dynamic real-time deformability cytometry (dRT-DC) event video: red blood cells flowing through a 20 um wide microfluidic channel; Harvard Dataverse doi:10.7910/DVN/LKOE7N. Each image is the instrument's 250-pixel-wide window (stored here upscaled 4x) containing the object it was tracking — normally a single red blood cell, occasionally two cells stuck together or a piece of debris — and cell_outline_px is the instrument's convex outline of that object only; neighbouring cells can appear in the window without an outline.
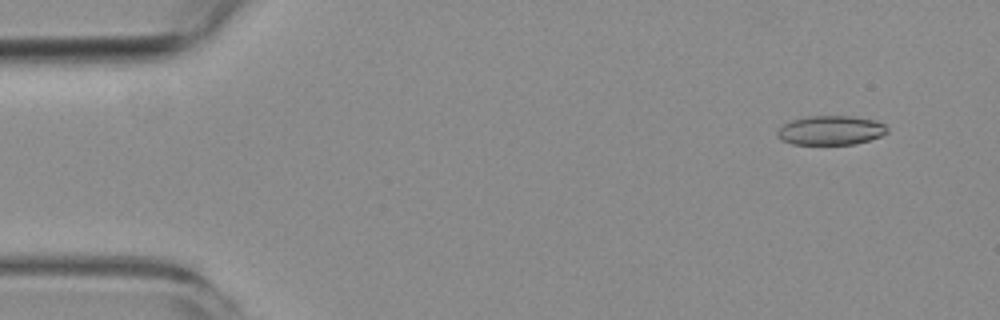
{"species": "common noctule bat (a hibernating species)", "species_latin": "Nyctalus noctula", "temperature_condition": "room temperature", "stored_images_in_passage": 4, "camera_frame_rate_fps": 3000, "um_per_image_px": 0.085, "animal": {"sex": "female", "body_mass_g": 19.3, "forearm_length_mm": 54.1}, "frame": {"image": 1, "passage_image": 1, "time_ms": 0.0, "image_size_px": [1000, 320], "cell_outline_px": [[888, 132], [880, 136], [856, 144], [792, 144], [780, 140], [776, 136], [776, 132], [784, 124], [792, 120], [812, 116], [848, 116], [872, 120], [884, 124], [888, 128]], "centroid_in_image_um": [70.58, 11.09], "position_along_channel_um": 14.4, "area_um2": 18.55}}
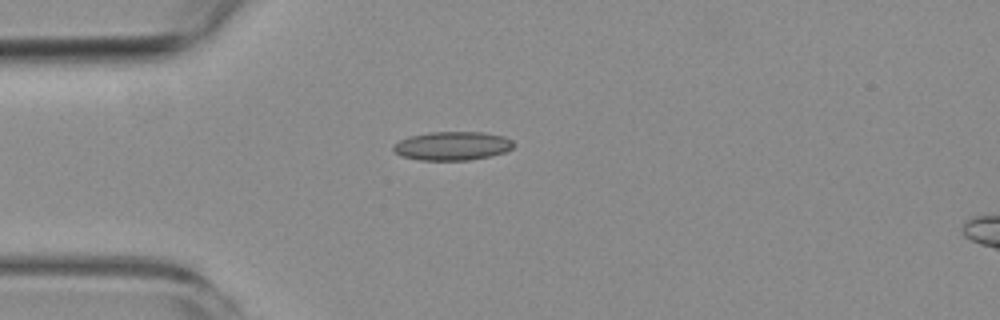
{"frame": {"image": 2, "passage_image": 4, "time_ms": 3.333, "image_size_px": [1000, 320], "cell_outline_px": [[512, 148], [504, 152], [488, 156], [468, 160], [420, 160], [400, 156], [392, 148], [392, 144], [400, 140], [412, 136], [432, 132], [484, 132], [504, 136], [512, 140]], "centroid_in_image_um": [38.42, 12.4], "position_along_channel_um": 46.6, "area_um2": 19.94}}